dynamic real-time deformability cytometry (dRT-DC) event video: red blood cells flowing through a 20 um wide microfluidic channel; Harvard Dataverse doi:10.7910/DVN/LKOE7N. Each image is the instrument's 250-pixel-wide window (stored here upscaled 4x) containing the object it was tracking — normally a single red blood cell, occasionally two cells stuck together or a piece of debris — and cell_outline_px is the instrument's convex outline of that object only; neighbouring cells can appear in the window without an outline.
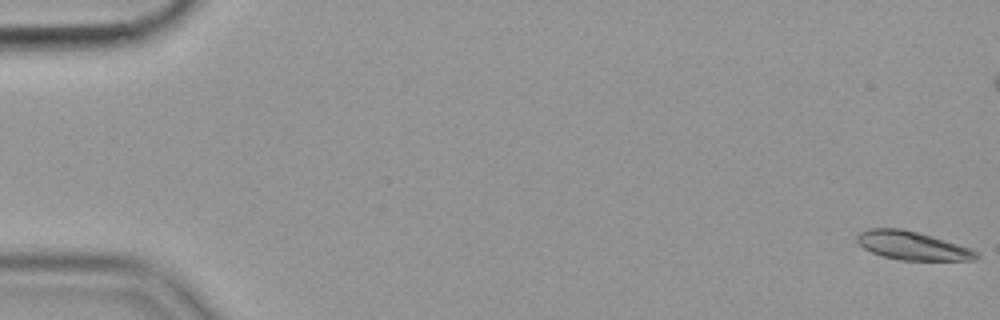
{"species": "common noctule bat (a hibernating species)", "species_latin": "Nyctalus noctula", "temperature_condition": "cold", "stored_images_in_passage": 58, "camera_frame_rate_fps": 3000, "um_per_image_px": 0.085, "animal": {"sex": "female", "body_mass_g": 19.9}, "frame": {"image": 1, "passage_image": 1, "time_ms": 0.0, "image_size_px": [1000, 320], "cell_outline_px": [[980, 256], [976, 260], [900, 260], [884, 256], [872, 252], [864, 248], [856, 240], [856, 236], [860, 232], [868, 228], [900, 228], [932, 236], [972, 248]], "centroid_in_image_um": [77.56, 20.88], "position_along_channel_um": 7.4, "area_um2": 19.71}}
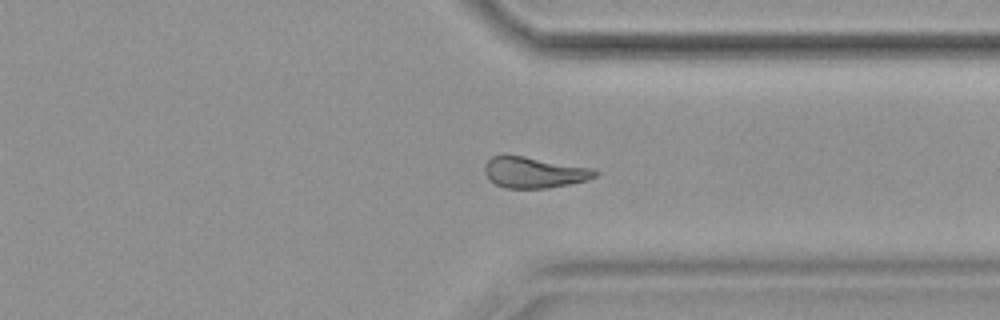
{"frame": {"image": 2, "passage_image": 44, "time_ms": 14.333, "image_size_px": [1000, 320], "cell_outline_px": [[600, 172], [596, 176], [588, 180], [548, 188], [504, 188], [488, 180], [484, 172], [484, 164], [492, 156], [524, 156], [596, 168]], "centroid_in_image_um": [45.43, 14.66], "position_along_channel_um": 366.0, "area_um2": 20.11}}
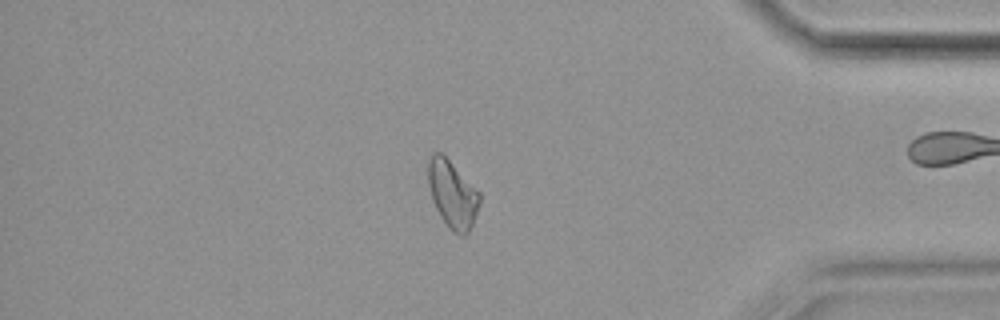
{"frame": {"image": 3, "passage_image": 49, "time_ms": 16.0, "image_size_px": [1000, 320], "cell_outline_px": [[480, 200], [472, 224], [468, 232], [464, 236], [460, 236], [452, 232], [448, 228], [440, 216], [432, 200], [428, 184], [428, 160], [432, 152], [440, 152], [480, 192]], "centroid_in_image_um": [38.43, 16.53], "position_along_channel_um": 396.8, "area_um2": 20.0}}